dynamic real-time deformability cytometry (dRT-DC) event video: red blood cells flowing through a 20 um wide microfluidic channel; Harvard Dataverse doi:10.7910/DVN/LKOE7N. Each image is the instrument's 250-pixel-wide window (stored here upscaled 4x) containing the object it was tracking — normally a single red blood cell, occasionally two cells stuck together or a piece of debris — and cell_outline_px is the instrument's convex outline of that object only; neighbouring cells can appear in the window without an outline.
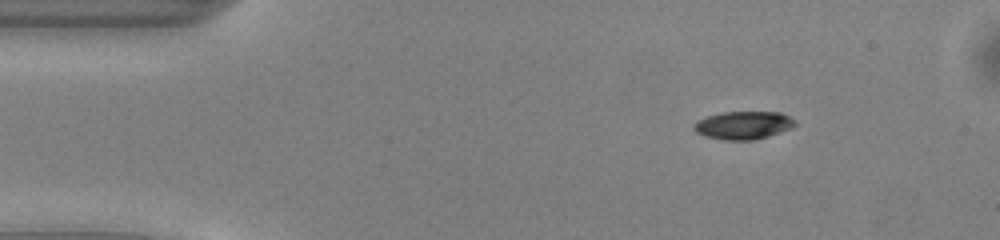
{"species": "common noctule bat (a hibernating species)", "species_latin": "Nyctalus noctula", "temperature_condition": "warm", "stored_images_in_passage": 44, "camera_frame_rate_fps": 3000, "um_per_image_px": 0.085, "animal": {"sex": "male", "body_mass_g": 13.0, "forearm_length_mm": 53.1}, "frame": {"image": 1, "passage_image": 1, "time_ms": 0.0, "image_size_px": [1000, 240], "cell_outline_px": [[796, 124], [792, 128], [768, 136], [752, 140], [724, 140], [704, 136], [696, 132], [692, 128], [692, 124], [696, 120], [720, 112], [780, 112], [796, 120]], "centroid_in_image_um": [63.15, 10.64], "position_along_channel_um": 21.8, "area_um2": 16.65}}
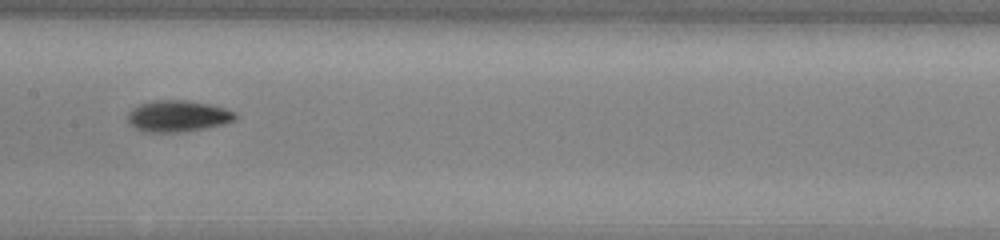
{"frame": {"image": 2, "passage_image": 19, "time_ms": 6.0, "image_size_px": [1000, 240], "cell_outline_px": [[236, 120], [224, 124], [184, 132], [144, 132], [136, 128], [128, 120], [128, 112], [132, 108], [140, 104], [156, 100], [188, 100], [212, 104], [236, 112]], "centroid_in_image_um": [15.14, 9.86], "position_along_channel_um": 192.3, "area_um2": 19.77}}
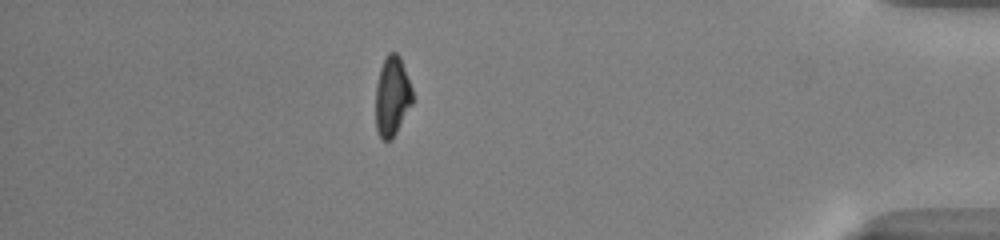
{"frame": {"image": 3, "passage_image": 38, "time_ms": 12.333, "image_size_px": [1000, 240], "cell_outline_px": [[412, 104], [392, 140], [384, 140], [380, 136], [376, 128], [376, 84], [380, 68], [388, 52], [396, 52], [400, 56], [412, 88]], "centroid_in_image_um": [33.33, 8.17], "position_along_channel_um": 401.9, "area_um2": 17.05}, "authors_computed_cell_mechanics": {"area_um2": 18.0336, "velocity_mm_per_s": 4.0832, "shape_relaxation_time_tau1_ms": 2.266, "shape_relaxation_time_tau2_ms": 6.1816, "deformation_change_tau1": 0.1238, "deformation_change_tau2": 0.1307}}